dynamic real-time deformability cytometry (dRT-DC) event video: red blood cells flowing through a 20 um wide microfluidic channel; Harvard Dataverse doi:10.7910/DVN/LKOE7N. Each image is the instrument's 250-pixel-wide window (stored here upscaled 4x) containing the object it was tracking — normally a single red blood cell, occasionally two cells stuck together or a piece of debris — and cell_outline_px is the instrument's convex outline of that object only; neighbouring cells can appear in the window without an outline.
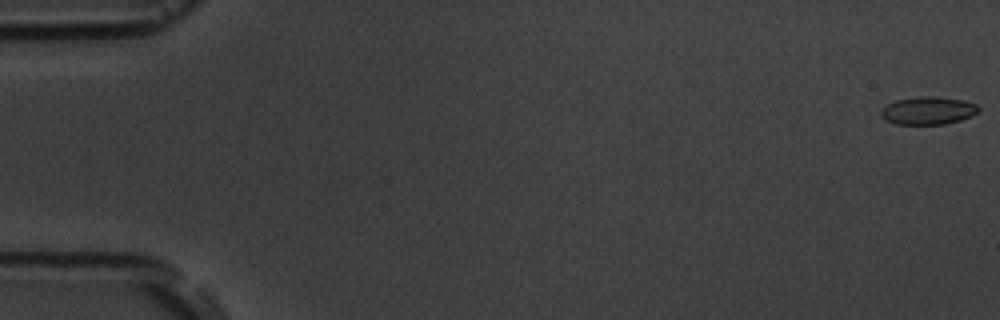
{"species": "common noctule bat (a hibernating species)", "species_latin": "Nyctalus noctula", "temperature_condition": "room temperature", "stored_images_in_passage": 7, "camera_frame_rate_fps": 3000, "um_per_image_px": 0.085, "animal": {"sex": "male", "body_mass_g": 19.5, "forearm_length_mm": 54.6}, "frame": {"image": 1, "passage_image": 1, "time_ms": 0.0, "image_size_px": [1000, 320], "cell_outline_px": [[980, 108], [972, 116], [960, 120], [944, 124], [896, 124], [880, 116], [880, 112], [888, 104], [896, 100], [916, 96], [936, 96], [964, 100], [976, 104]], "centroid_in_image_um": [78.9, 9.39], "position_along_channel_um": 6.1, "area_um2": 15.78}}
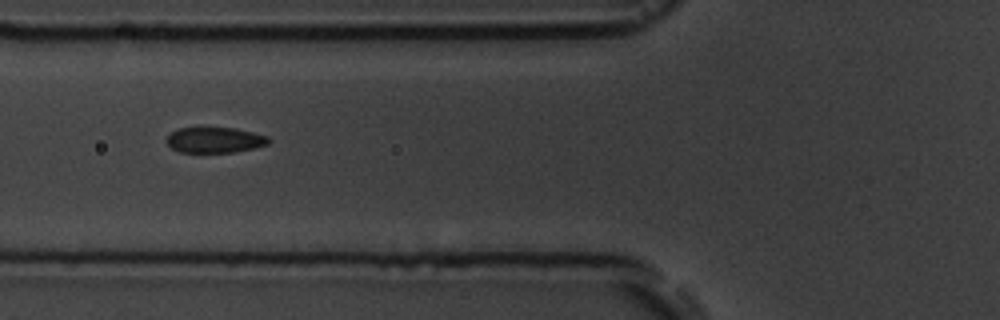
{"frame": {"image": 2, "passage_image": 7, "time_ms": 7.0, "image_size_px": [1000, 320], "cell_outline_px": [[272, 140], [268, 144], [236, 152], [180, 152], [172, 148], [164, 140], [172, 132], [180, 128], [196, 124], [204, 124], [236, 128], [268, 136]], "centroid_in_image_um": [18.22, 11.83], "position_along_channel_um": 107.6, "area_um2": 16.07}}